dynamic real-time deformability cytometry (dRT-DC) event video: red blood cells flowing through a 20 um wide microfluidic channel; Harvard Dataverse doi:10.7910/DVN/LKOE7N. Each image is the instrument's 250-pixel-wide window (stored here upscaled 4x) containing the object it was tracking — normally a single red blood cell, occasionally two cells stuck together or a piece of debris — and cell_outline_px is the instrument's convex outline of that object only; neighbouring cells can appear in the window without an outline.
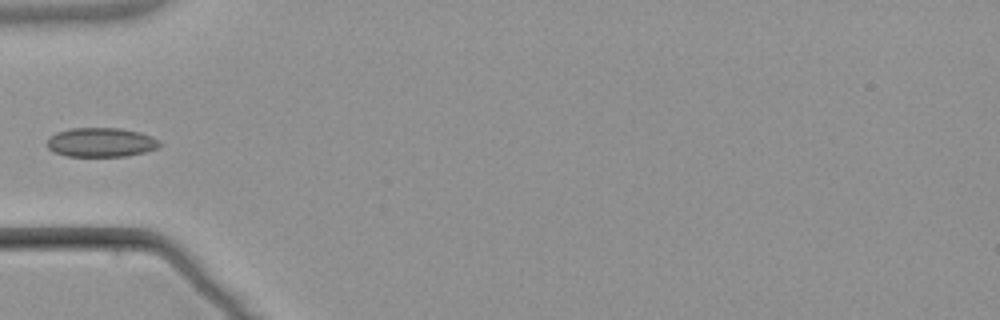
{"species": "common noctule bat (a hibernating species)", "species_latin": "Nyctalus noctula", "temperature_condition": "warm", "stored_images_in_passage": 5, "camera_frame_rate_fps": 3000, "um_per_image_px": 0.085, "animal": {"sex": "male", "body_mass_g": 21.5, "forearm_length_mm": 52.0}, "frame": {"image": 1, "passage_image": 5, "time_ms": 5.0, "image_size_px": [1000, 320], "cell_outline_px": [[164, 144], [156, 148], [144, 152], [128, 156], [68, 156], [52, 152], [44, 144], [56, 132], [72, 128], [120, 128], [140, 132], [152, 136], [160, 140]], "centroid_in_image_um": [8.6, 12.1], "position_along_channel_um": 76.4, "area_um2": 19.36}}